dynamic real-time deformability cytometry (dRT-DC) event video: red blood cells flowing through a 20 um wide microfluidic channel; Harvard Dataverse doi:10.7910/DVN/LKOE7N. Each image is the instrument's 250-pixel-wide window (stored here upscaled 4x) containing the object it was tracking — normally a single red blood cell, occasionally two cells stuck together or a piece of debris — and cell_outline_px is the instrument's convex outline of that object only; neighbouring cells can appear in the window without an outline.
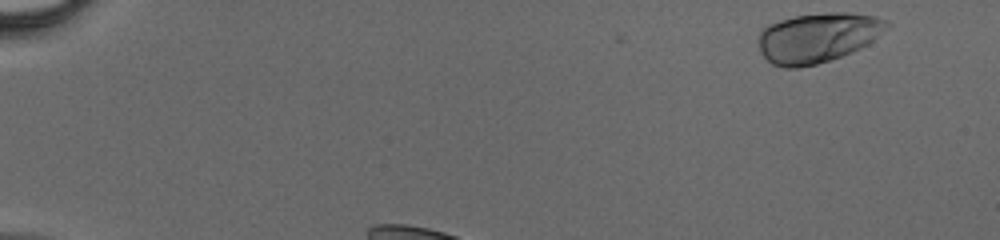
{"species": "human", "species_latin": "Homo sapiens", "temperature_condition": "cold", "stored_images_in_passage": 27, "camera_frame_rate_fps": 3000, "um_per_image_px": 0.085, "donor": {"sex": "male"}, "frame": {"image": 1, "passage_image": 1, "time_ms": 0.0, "image_size_px": [1000, 240], "cell_outline_px": [[892, 24], [888, 28], [868, 44], [852, 52], [816, 64], [800, 68], [784, 68], [772, 64], [760, 52], [760, 32], [768, 24], [780, 20], [796, 16], [828, 12], [848, 12], [876, 16], [888, 20]], "centroid_in_image_um": [69.54, 3.19], "position_along_channel_um": 15.5, "area_um2": 37.22}}
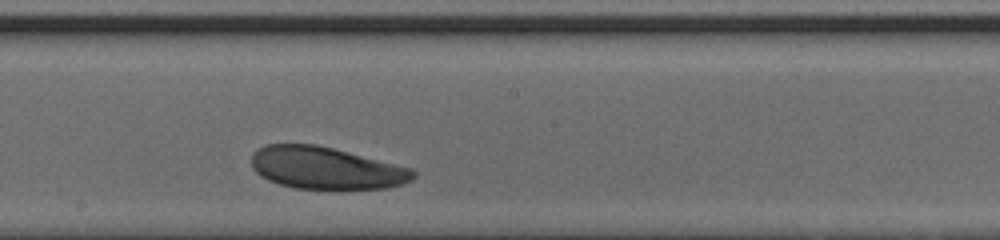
{"frame": {"image": 2, "passage_image": 16, "time_ms": 5.0, "image_size_px": [1000, 240], "cell_outline_px": [[416, 176], [412, 180], [388, 188], [296, 188], [280, 184], [268, 180], [260, 176], [252, 168], [252, 152], [256, 148], [264, 144], [316, 144], [412, 168], [416, 172]], "centroid_in_image_um": [27.67, 14.27], "position_along_channel_um": 220.5, "area_um2": 39.54}}
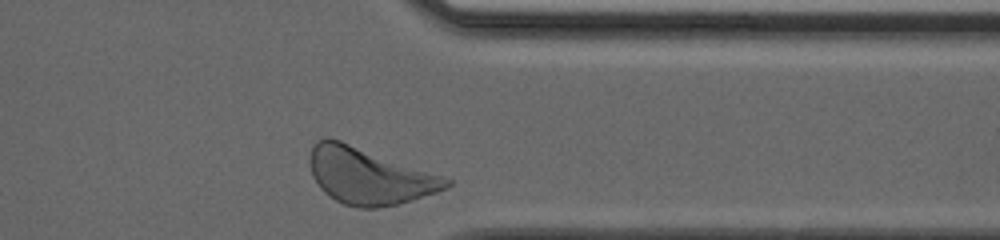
{"frame": {"image": 3, "passage_image": 27, "time_ms": 8.667, "image_size_px": [1000, 240], "cell_outline_px": [[452, 184], [436, 192], [412, 200], [396, 204], [376, 208], [360, 208], [344, 204], [336, 200], [324, 192], [320, 188], [312, 176], [308, 164], [308, 156], [316, 140], [328, 136], [340, 140], [444, 176], [452, 180]], "centroid_in_image_um": [31.32, 14.94], "position_along_channel_um": 380.1, "area_um2": 44.8}}